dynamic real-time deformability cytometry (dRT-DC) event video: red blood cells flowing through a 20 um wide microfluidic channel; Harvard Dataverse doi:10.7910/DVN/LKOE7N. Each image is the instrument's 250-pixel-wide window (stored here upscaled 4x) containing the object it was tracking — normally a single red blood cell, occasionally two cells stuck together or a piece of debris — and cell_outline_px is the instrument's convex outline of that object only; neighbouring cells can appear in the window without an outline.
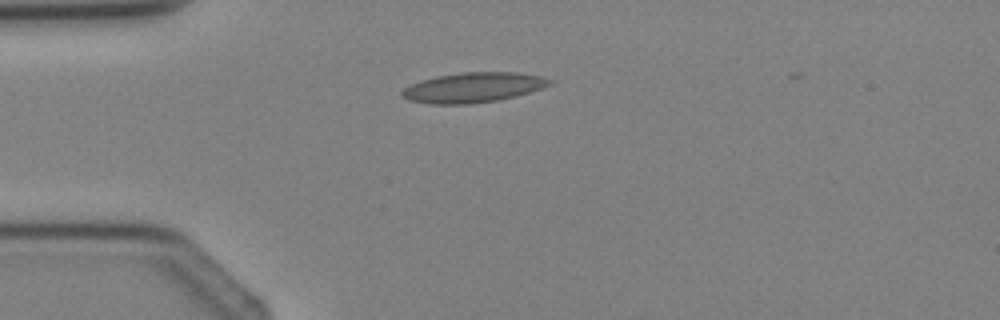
{"species": "Egyptian fruit bat (a non-hibernating species)", "species_latin": "Rousettus aegyptiacus", "temperature_condition": "cold", "stored_images_in_passage": 1, "camera_frame_rate_fps": 3000, "um_per_image_px": 0.085, "animal": {"sex": "female"}, "frame": {"image": 1, "passage_image": 1, "time_ms": 0.0, "image_size_px": [1000, 320], "cell_outline_px": [[552, 84], [516, 96], [500, 100], [472, 104], [432, 104], [408, 100], [400, 96], [400, 92], [404, 88], [420, 80], [436, 76], [464, 72], [516, 72], [544, 76], [552, 80]], "centroid_in_image_um": [40.21, 7.44], "position_along_channel_um": 44.8, "area_um2": 25.95}}